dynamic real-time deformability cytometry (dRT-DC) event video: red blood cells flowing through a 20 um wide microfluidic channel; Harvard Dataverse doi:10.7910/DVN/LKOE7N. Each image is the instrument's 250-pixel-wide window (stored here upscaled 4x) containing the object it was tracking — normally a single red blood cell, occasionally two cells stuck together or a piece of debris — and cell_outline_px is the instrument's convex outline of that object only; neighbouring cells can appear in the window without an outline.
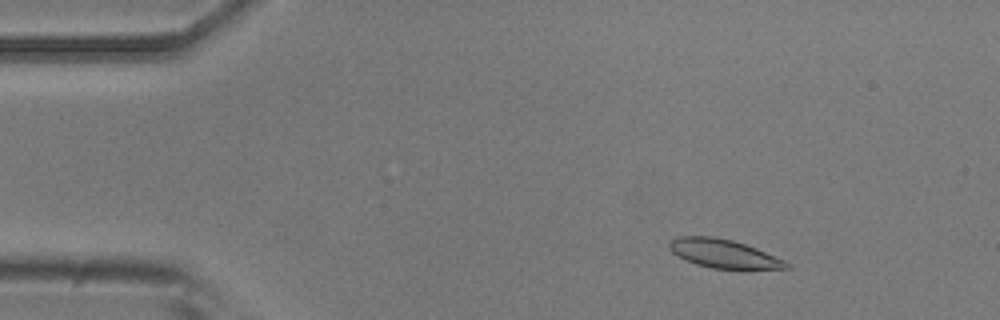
{"species": "common noctule bat (a hibernating species)", "species_latin": "Nyctalus noctula", "temperature_condition": "room temperature", "stored_images_in_passage": 52, "camera_frame_rate_fps": 3000, "um_per_image_px": 0.085, "animal": {"sex": "male", "body_mass_g": 20.5, "forearm_length_mm": 52.5}, "frame": {"image": 1, "passage_image": 7, "time_ms": 2.0, "image_size_px": [1000, 320], "cell_outline_px": [[792, 268], [712, 268], [696, 264], [672, 252], [668, 248], [668, 240], [676, 236], [712, 236], [732, 240], [756, 248], [784, 260], [792, 264]], "centroid_in_image_um": [61.47, 21.53], "position_along_channel_um": 23.5, "area_um2": 19.25}}
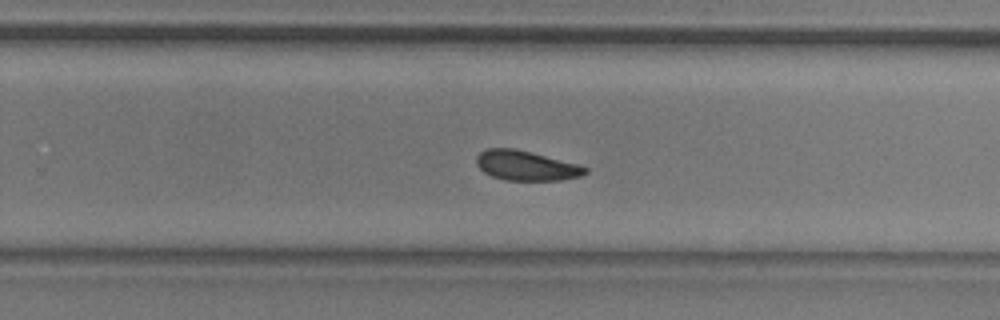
{"frame": {"image": 2, "passage_image": 33, "time_ms": 10.667, "image_size_px": [1000, 320], "cell_outline_px": [[588, 172], [580, 176], [560, 180], [504, 180], [492, 176], [484, 172], [476, 164], [476, 156], [480, 152], [488, 148], [516, 148], [576, 164], [588, 168]], "centroid_in_image_um": [44.68, 14.07], "position_along_channel_um": 285.1, "area_um2": 18.73}}
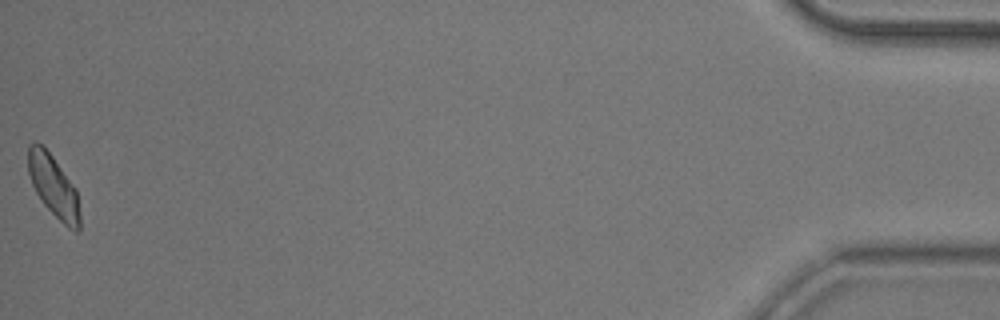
{"frame": {"image": 3, "passage_image": 52, "time_ms": 17.0, "image_size_px": [1000, 320], "cell_outline_px": [[80, 228], [76, 232], [68, 228], [44, 204], [36, 192], [32, 184], [28, 172], [28, 144], [32, 140], [36, 140], [52, 156], [76, 188], [80, 212]], "centroid_in_image_um": [4.55, 15.81], "position_along_channel_um": 430.7, "area_um2": 18.55}, "authors_computed_cell_mechanics": {"area_um2": 19.4786, "velocity_mm_per_s": 3.8493, "shape_relaxation_time_tau1_ms": 3.7203, "shape_relaxation_time_tau2_ms": null, "deformation_change_tau1": 0.0849, "deformation_change_tau2": null}}